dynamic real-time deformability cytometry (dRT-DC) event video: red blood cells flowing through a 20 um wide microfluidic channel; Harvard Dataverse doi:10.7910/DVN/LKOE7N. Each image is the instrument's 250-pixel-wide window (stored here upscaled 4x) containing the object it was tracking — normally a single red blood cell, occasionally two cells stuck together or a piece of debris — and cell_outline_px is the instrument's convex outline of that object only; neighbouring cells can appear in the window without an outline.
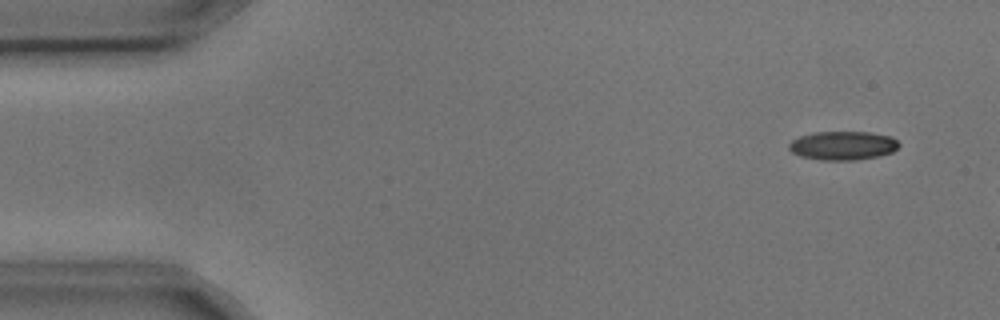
{"species": "common noctule bat (a hibernating species)", "species_latin": "Nyctalus noctula", "temperature_condition": "cold", "stored_images_in_passage": 6, "camera_frame_rate_fps": 3000, "um_per_image_px": 0.085, "animal": {"sex": "male", "body_mass_g": 17.9, "forearm_length_mm": 54.2}, "frame": {"image": 1, "passage_image": 1, "time_ms": 0.0, "image_size_px": [1000, 320], "cell_outline_px": [[900, 144], [892, 152], [876, 156], [856, 160], [820, 160], [800, 156], [792, 152], [788, 148], [788, 144], [792, 140], [800, 136], [816, 132], [868, 132], [892, 136]], "centroid_in_image_um": [71.62, 12.37], "position_along_channel_um": 13.4, "area_um2": 18.38}}
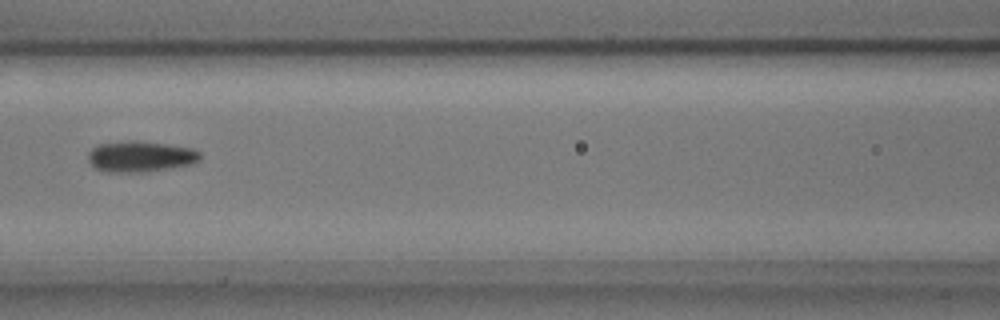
{"frame": {"image": 2, "passage_image": 6, "time_ms": 1.667, "image_size_px": [1000, 320], "cell_outline_px": [[200, 160], [192, 164], [168, 168], [140, 172], [108, 172], [96, 168], [88, 160], [88, 152], [92, 148], [100, 144], [128, 140], [132, 140], [168, 144], [192, 148], [200, 152]], "centroid_in_image_um": [11.94, 13.29], "position_along_channel_um": 154.7, "area_um2": 20.06}}